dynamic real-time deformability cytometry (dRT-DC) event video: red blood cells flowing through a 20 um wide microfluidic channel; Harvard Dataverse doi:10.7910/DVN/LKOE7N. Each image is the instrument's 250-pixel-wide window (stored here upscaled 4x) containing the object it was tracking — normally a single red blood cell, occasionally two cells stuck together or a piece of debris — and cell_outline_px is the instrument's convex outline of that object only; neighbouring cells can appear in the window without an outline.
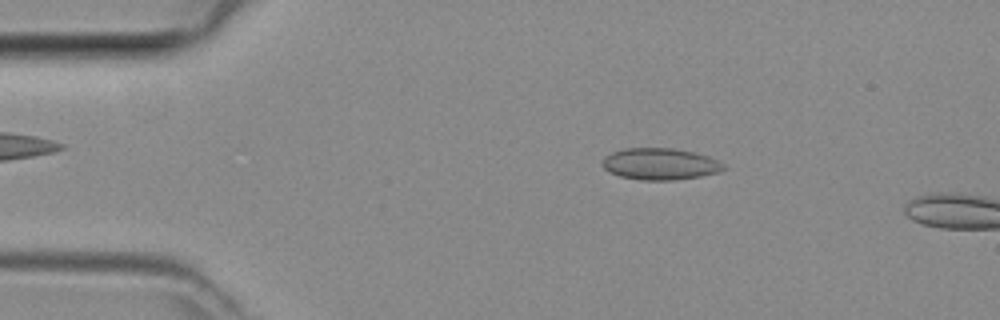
{"species": "common noctule bat (a hibernating species)", "species_latin": "Nyctalus noctula", "temperature_condition": "room temperature", "stored_images_in_passage": 43, "camera_frame_rate_fps": 3000, "um_per_image_px": 0.085, "animal": {"sex": "female", "body_mass_g": 29.2, "forearm_length_mm": 56.3}, "frame": {"image": 1, "passage_image": 7, "time_ms": 2.0, "image_size_px": [1000, 320], "cell_outline_px": [[728, 168], [720, 172], [700, 176], [672, 180], [640, 180], [620, 176], [608, 172], [604, 168], [604, 156], [612, 152], [624, 148], [672, 148], [692, 152], [708, 156], [724, 164]], "centroid_in_image_um": [56.12, 13.94], "position_along_channel_um": 28.9, "area_um2": 22.31}}
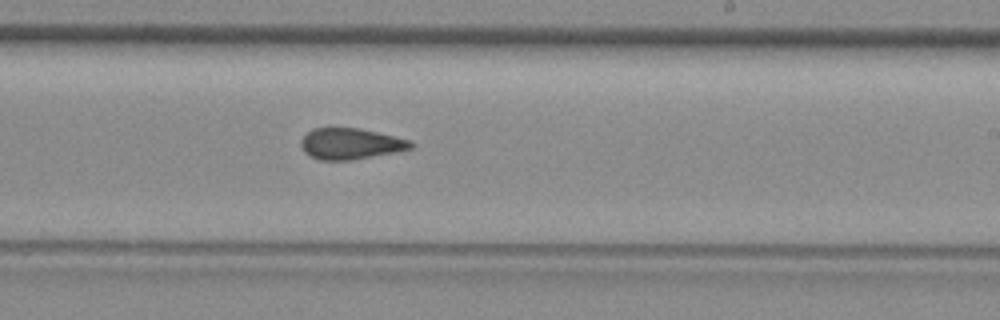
{"frame": {"image": 2, "passage_image": 26, "time_ms": 8.333, "image_size_px": [1000, 320], "cell_outline_px": [[416, 144], [412, 148], [400, 152], [352, 160], [320, 160], [304, 152], [300, 144], [300, 140], [312, 128], [356, 128], [376, 132], [412, 140]], "centroid_in_image_um": [29.85, 12.23], "position_along_channel_um": 259.2, "area_um2": 20.06}}
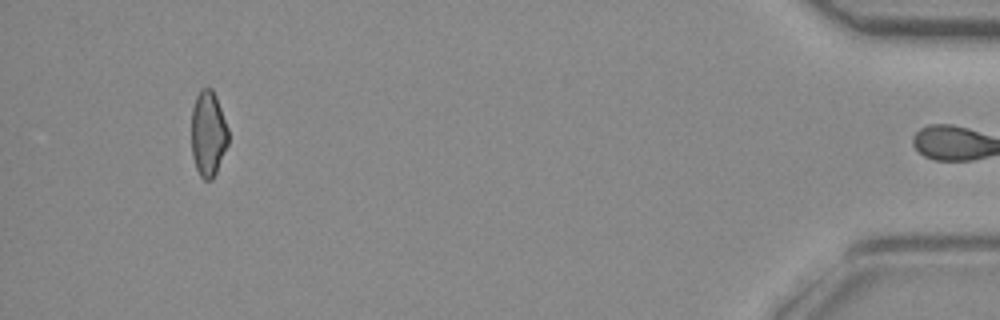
{"frame": {"image": 3, "passage_image": 42, "time_ms": 13.667, "image_size_px": [1000, 320], "cell_outline_px": [[228, 144], [216, 172], [212, 180], [204, 180], [200, 176], [196, 168], [192, 156], [192, 108], [196, 96], [200, 88], [212, 88], [216, 96], [228, 128]], "centroid_in_image_um": [17.69, 11.36], "position_along_channel_um": 417.5, "area_um2": 18.38}}